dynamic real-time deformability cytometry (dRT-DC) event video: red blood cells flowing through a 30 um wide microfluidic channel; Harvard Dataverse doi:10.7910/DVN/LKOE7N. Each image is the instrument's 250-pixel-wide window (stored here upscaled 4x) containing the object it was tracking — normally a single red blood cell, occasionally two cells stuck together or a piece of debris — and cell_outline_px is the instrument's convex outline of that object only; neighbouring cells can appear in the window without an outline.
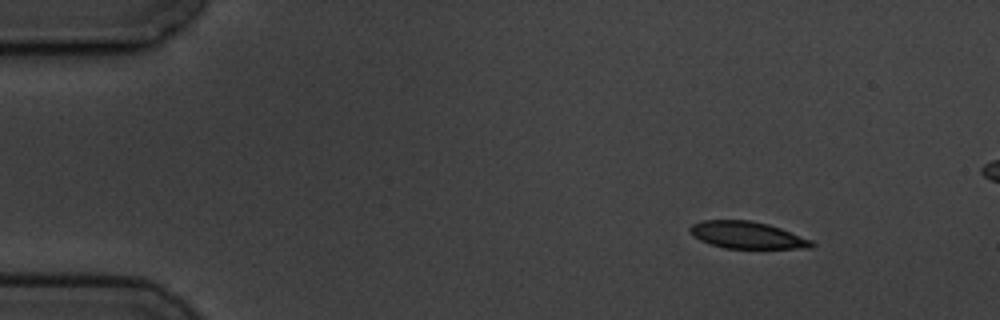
{"species": "common noctule bat (a hibernating species)", "species_latin": "Nyctalus noctula", "temperature_condition": "cold", "stored_images_in_passage": 4, "camera_frame_rate_fps": 3000, "um_per_image_px": 0.085, "animal": {"sex": "male", "body_mass_g": 19.5, "forearm_length_mm": 54.6}, "frame": {"image": 1, "passage_image": 1, "time_ms": 0.0, "image_size_px": [1000, 320], "cell_outline_px": [[816, 244], [812, 248], [724, 248], [700, 240], [688, 232], [688, 228], [692, 224], [700, 220], [752, 220], [768, 224], [780, 228], [812, 240]], "centroid_in_image_um": [63.49, 19.97], "position_along_channel_um": 21.5, "area_um2": 19.19}}
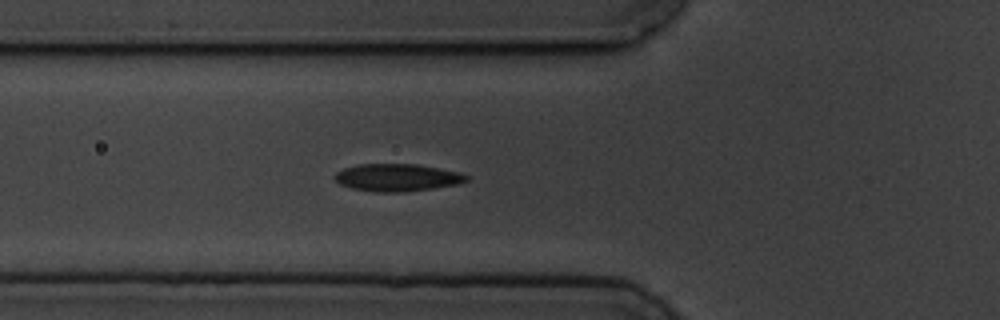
{"frame": {"image": 2, "passage_image": 4, "time_ms": 4.333, "image_size_px": [1000, 320], "cell_outline_px": [[468, 180], [456, 184], [432, 188], [404, 192], [376, 192], [352, 188], [340, 184], [332, 180], [332, 176], [336, 172], [344, 168], [360, 164], [416, 164], [460, 172], [468, 176]], "centroid_in_image_um": [33.7, 15.09], "position_along_channel_um": 92.1, "area_um2": 21.04}}